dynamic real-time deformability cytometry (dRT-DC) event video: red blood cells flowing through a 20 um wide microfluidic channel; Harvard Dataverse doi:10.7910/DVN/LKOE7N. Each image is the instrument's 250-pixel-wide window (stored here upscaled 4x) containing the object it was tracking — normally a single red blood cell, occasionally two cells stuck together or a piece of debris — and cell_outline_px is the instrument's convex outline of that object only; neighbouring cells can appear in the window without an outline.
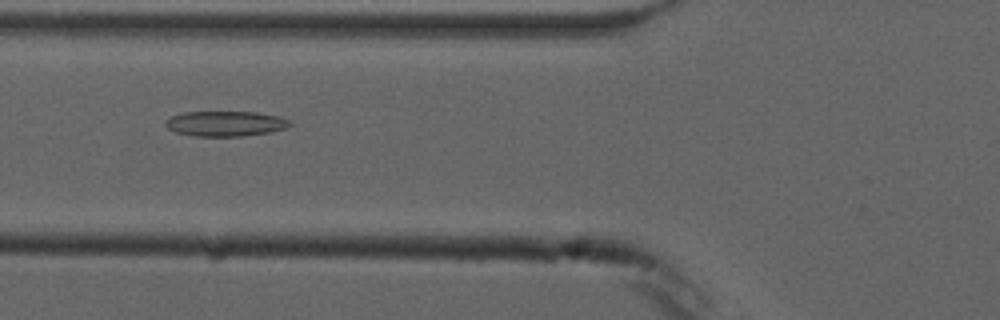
{"species": "common noctule bat (a hibernating species)", "species_latin": "Nyctalus noctula", "temperature_condition": "cold", "stored_images_in_passage": 9, "camera_frame_rate_fps": 3000, "um_per_image_px": 0.085, "animal": {"sex": "male", "forearm_length_mm": 52.5}, "frame": {"image": 1, "passage_image": 6, "time_ms": 5.667, "image_size_px": [1000, 320], "cell_outline_px": [[292, 124], [288, 128], [268, 132], [244, 136], [192, 136], [176, 132], [168, 128], [164, 124], [164, 120], [172, 116], [184, 112], [256, 112], [280, 116], [292, 120]], "centroid_in_image_um": [19.19, 10.5], "position_along_channel_um": 106.6, "area_um2": 18.44}}
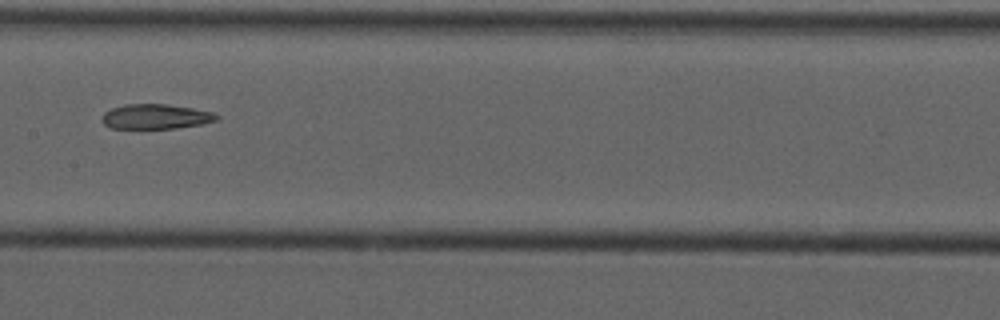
{"frame": {"image": 2, "passage_image": 8, "time_ms": 8.0, "image_size_px": [1000, 320], "cell_outline_px": [[220, 116], [216, 120], [204, 124], [176, 128], [108, 128], [104, 124], [104, 112], [112, 108], [124, 104], [168, 104], [192, 108], [212, 112]], "centroid_in_image_um": [13.26, 9.91], "position_along_channel_um": 194.1, "area_um2": 16.53}}
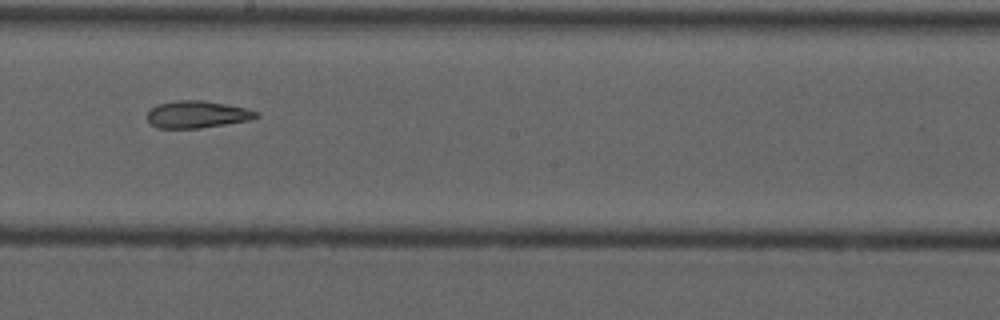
{"frame": {"image": 3, "passage_image": 9, "time_ms": 9.0, "image_size_px": [1000, 320], "cell_outline_px": [[260, 116], [252, 120], [200, 128], [156, 128], [148, 124], [148, 112], [156, 104], [176, 100], [204, 100], [244, 108], [260, 112]], "centroid_in_image_um": [16.75, 9.73], "position_along_channel_um": 231.5, "area_um2": 17.4}}